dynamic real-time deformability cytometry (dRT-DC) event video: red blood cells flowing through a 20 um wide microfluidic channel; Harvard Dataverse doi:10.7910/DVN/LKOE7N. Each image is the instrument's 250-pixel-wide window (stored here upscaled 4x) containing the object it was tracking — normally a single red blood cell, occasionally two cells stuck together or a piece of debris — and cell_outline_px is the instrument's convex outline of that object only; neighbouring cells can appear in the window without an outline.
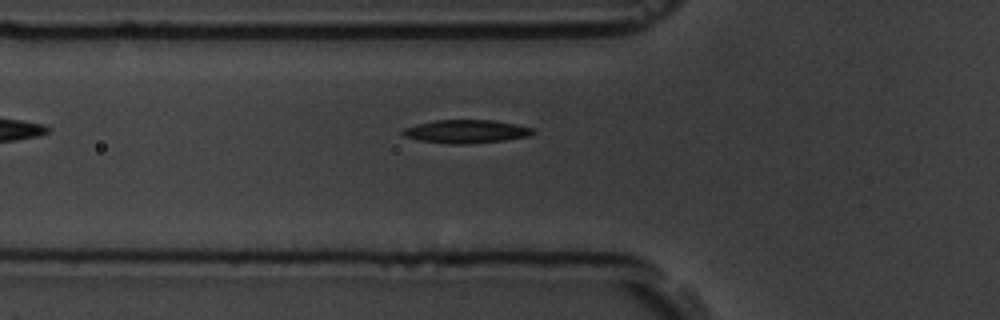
{"species": "common noctule bat (a hibernating species)", "species_latin": "Nyctalus noctula", "temperature_condition": "room temperature", "stored_images_in_passage": 5, "camera_frame_rate_fps": 3000, "um_per_image_px": 0.085, "animal": {"sex": "male", "body_mass_g": 19.5, "forearm_length_mm": 54.6}, "frame": {"image": 1, "passage_image": 5, "time_ms": 5.667, "image_size_px": [1000, 320], "cell_outline_px": [[536, 132], [528, 136], [504, 140], [468, 144], [448, 144], [420, 140], [404, 136], [400, 132], [404, 128], [416, 124], [436, 120], [496, 120], [516, 124], [532, 128]], "centroid_in_image_um": [39.61, 11.17], "position_along_channel_um": 86.2, "area_um2": 17.69}}